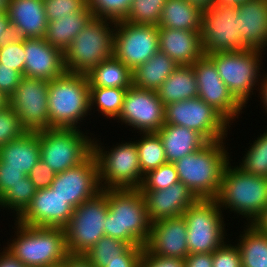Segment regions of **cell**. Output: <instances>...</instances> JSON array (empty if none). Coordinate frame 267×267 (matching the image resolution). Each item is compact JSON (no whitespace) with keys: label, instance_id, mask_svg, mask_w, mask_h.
I'll list each match as a JSON object with an SVG mask.
<instances>
[{"label":"cell","instance_id":"obj_1","mask_svg":"<svg viewBox=\"0 0 267 267\" xmlns=\"http://www.w3.org/2000/svg\"><path fill=\"white\" fill-rule=\"evenodd\" d=\"M108 213L104 233L130 246H145L151 222L139 188L107 189Z\"/></svg>","mask_w":267,"mask_h":267},{"label":"cell","instance_id":"obj_2","mask_svg":"<svg viewBox=\"0 0 267 267\" xmlns=\"http://www.w3.org/2000/svg\"><path fill=\"white\" fill-rule=\"evenodd\" d=\"M228 154L223 140L208 142L174 163L179 181L197 198H216L224 169L229 163Z\"/></svg>","mask_w":267,"mask_h":267},{"label":"cell","instance_id":"obj_3","mask_svg":"<svg viewBox=\"0 0 267 267\" xmlns=\"http://www.w3.org/2000/svg\"><path fill=\"white\" fill-rule=\"evenodd\" d=\"M90 107V87L86 74L65 72L48 83L49 129H77Z\"/></svg>","mask_w":267,"mask_h":267},{"label":"cell","instance_id":"obj_4","mask_svg":"<svg viewBox=\"0 0 267 267\" xmlns=\"http://www.w3.org/2000/svg\"><path fill=\"white\" fill-rule=\"evenodd\" d=\"M17 238L5 247L24 266L55 267L67 257L64 228L28 226L17 222Z\"/></svg>","mask_w":267,"mask_h":267},{"label":"cell","instance_id":"obj_5","mask_svg":"<svg viewBox=\"0 0 267 267\" xmlns=\"http://www.w3.org/2000/svg\"><path fill=\"white\" fill-rule=\"evenodd\" d=\"M224 169L220 190L215 198L219 207L230 208L251 224L267 207V177L251 175L241 168L229 166Z\"/></svg>","mask_w":267,"mask_h":267},{"label":"cell","instance_id":"obj_6","mask_svg":"<svg viewBox=\"0 0 267 267\" xmlns=\"http://www.w3.org/2000/svg\"><path fill=\"white\" fill-rule=\"evenodd\" d=\"M109 24L116 21L93 18L78 33L63 52L66 72L87 75L94 66L113 57L115 29Z\"/></svg>","mask_w":267,"mask_h":267},{"label":"cell","instance_id":"obj_7","mask_svg":"<svg viewBox=\"0 0 267 267\" xmlns=\"http://www.w3.org/2000/svg\"><path fill=\"white\" fill-rule=\"evenodd\" d=\"M37 132L40 159L56 174L78 166L93 153V140L80 129L50 128Z\"/></svg>","mask_w":267,"mask_h":267},{"label":"cell","instance_id":"obj_8","mask_svg":"<svg viewBox=\"0 0 267 267\" xmlns=\"http://www.w3.org/2000/svg\"><path fill=\"white\" fill-rule=\"evenodd\" d=\"M221 214L215 198H198L183 212L187 224L189 254L212 253L226 243L224 218Z\"/></svg>","mask_w":267,"mask_h":267},{"label":"cell","instance_id":"obj_9","mask_svg":"<svg viewBox=\"0 0 267 267\" xmlns=\"http://www.w3.org/2000/svg\"><path fill=\"white\" fill-rule=\"evenodd\" d=\"M96 142L93 139V154L98 164L101 189L140 188L144 174L140 169L136 143L125 142L109 152L103 151L104 148Z\"/></svg>","mask_w":267,"mask_h":267},{"label":"cell","instance_id":"obj_10","mask_svg":"<svg viewBox=\"0 0 267 267\" xmlns=\"http://www.w3.org/2000/svg\"><path fill=\"white\" fill-rule=\"evenodd\" d=\"M107 213V189L101 190L74 209L71 219L64 227L68 253L85 254L105 236Z\"/></svg>","mask_w":267,"mask_h":267},{"label":"cell","instance_id":"obj_11","mask_svg":"<svg viewBox=\"0 0 267 267\" xmlns=\"http://www.w3.org/2000/svg\"><path fill=\"white\" fill-rule=\"evenodd\" d=\"M256 49L234 52H218L207 55L216 66L217 72L234 98L244 107L258 82L260 53ZM260 62V63H259ZM253 87V88H252Z\"/></svg>","mask_w":267,"mask_h":267},{"label":"cell","instance_id":"obj_12","mask_svg":"<svg viewBox=\"0 0 267 267\" xmlns=\"http://www.w3.org/2000/svg\"><path fill=\"white\" fill-rule=\"evenodd\" d=\"M201 42L204 54L243 51L237 5L216 3L202 11Z\"/></svg>","mask_w":267,"mask_h":267},{"label":"cell","instance_id":"obj_13","mask_svg":"<svg viewBox=\"0 0 267 267\" xmlns=\"http://www.w3.org/2000/svg\"><path fill=\"white\" fill-rule=\"evenodd\" d=\"M229 121L199 97L165 106V124L187 127L200 133L208 142L223 140Z\"/></svg>","mask_w":267,"mask_h":267},{"label":"cell","instance_id":"obj_14","mask_svg":"<svg viewBox=\"0 0 267 267\" xmlns=\"http://www.w3.org/2000/svg\"><path fill=\"white\" fill-rule=\"evenodd\" d=\"M113 56L132 71L159 50L158 26L116 21Z\"/></svg>","mask_w":267,"mask_h":267},{"label":"cell","instance_id":"obj_15","mask_svg":"<svg viewBox=\"0 0 267 267\" xmlns=\"http://www.w3.org/2000/svg\"><path fill=\"white\" fill-rule=\"evenodd\" d=\"M47 80L23 76L14 93L8 98L27 131L49 129Z\"/></svg>","mask_w":267,"mask_h":267},{"label":"cell","instance_id":"obj_16","mask_svg":"<svg viewBox=\"0 0 267 267\" xmlns=\"http://www.w3.org/2000/svg\"><path fill=\"white\" fill-rule=\"evenodd\" d=\"M118 118L121 122L140 130V134L156 133L165 124V106L157 91L131 86L125 92Z\"/></svg>","mask_w":267,"mask_h":267},{"label":"cell","instance_id":"obj_17","mask_svg":"<svg viewBox=\"0 0 267 267\" xmlns=\"http://www.w3.org/2000/svg\"><path fill=\"white\" fill-rule=\"evenodd\" d=\"M50 188L74 208L100 192L98 164L92 153L78 166L57 173Z\"/></svg>","mask_w":267,"mask_h":267},{"label":"cell","instance_id":"obj_18","mask_svg":"<svg viewBox=\"0 0 267 267\" xmlns=\"http://www.w3.org/2000/svg\"><path fill=\"white\" fill-rule=\"evenodd\" d=\"M192 66L197 80L198 97L213 106L229 122L239 116L243 106L220 78L214 62L204 54Z\"/></svg>","mask_w":267,"mask_h":267},{"label":"cell","instance_id":"obj_19","mask_svg":"<svg viewBox=\"0 0 267 267\" xmlns=\"http://www.w3.org/2000/svg\"><path fill=\"white\" fill-rule=\"evenodd\" d=\"M74 207L50 187L38 189L30 205L17 221L28 226L64 228L72 217Z\"/></svg>","mask_w":267,"mask_h":267},{"label":"cell","instance_id":"obj_20","mask_svg":"<svg viewBox=\"0 0 267 267\" xmlns=\"http://www.w3.org/2000/svg\"><path fill=\"white\" fill-rule=\"evenodd\" d=\"M144 249L155 256L185 259L189 249L187 224L183 216L164 218L151 223Z\"/></svg>","mask_w":267,"mask_h":267},{"label":"cell","instance_id":"obj_21","mask_svg":"<svg viewBox=\"0 0 267 267\" xmlns=\"http://www.w3.org/2000/svg\"><path fill=\"white\" fill-rule=\"evenodd\" d=\"M24 76L50 81L66 72L64 55L44 38H25Z\"/></svg>","mask_w":267,"mask_h":267},{"label":"cell","instance_id":"obj_22","mask_svg":"<svg viewBox=\"0 0 267 267\" xmlns=\"http://www.w3.org/2000/svg\"><path fill=\"white\" fill-rule=\"evenodd\" d=\"M151 223L164 218H177L198 198L181 181L163 190H140Z\"/></svg>","mask_w":267,"mask_h":267},{"label":"cell","instance_id":"obj_23","mask_svg":"<svg viewBox=\"0 0 267 267\" xmlns=\"http://www.w3.org/2000/svg\"><path fill=\"white\" fill-rule=\"evenodd\" d=\"M159 50L178 65H192L203 55L201 31L158 27Z\"/></svg>","mask_w":267,"mask_h":267},{"label":"cell","instance_id":"obj_24","mask_svg":"<svg viewBox=\"0 0 267 267\" xmlns=\"http://www.w3.org/2000/svg\"><path fill=\"white\" fill-rule=\"evenodd\" d=\"M241 44L246 49L267 46V0H248L237 5Z\"/></svg>","mask_w":267,"mask_h":267},{"label":"cell","instance_id":"obj_25","mask_svg":"<svg viewBox=\"0 0 267 267\" xmlns=\"http://www.w3.org/2000/svg\"><path fill=\"white\" fill-rule=\"evenodd\" d=\"M40 160L38 132L27 131L0 147V167L14 168L26 176Z\"/></svg>","mask_w":267,"mask_h":267},{"label":"cell","instance_id":"obj_26","mask_svg":"<svg viewBox=\"0 0 267 267\" xmlns=\"http://www.w3.org/2000/svg\"><path fill=\"white\" fill-rule=\"evenodd\" d=\"M6 12L25 38H44L48 21L43 0H10Z\"/></svg>","mask_w":267,"mask_h":267},{"label":"cell","instance_id":"obj_27","mask_svg":"<svg viewBox=\"0 0 267 267\" xmlns=\"http://www.w3.org/2000/svg\"><path fill=\"white\" fill-rule=\"evenodd\" d=\"M156 133L161 138L166 160L169 163H175L208 143L197 131L179 125L164 124Z\"/></svg>","mask_w":267,"mask_h":267},{"label":"cell","instance_id":"obj_28","mask_svg":"<svg viewBox=\"0 0 267 267\" xmlns=\"http://www.w3.org/2000/svg\"><path fill=\"white\" fill-rule=\"evenodd\" d=\"M94 18L88 6L79 12L48 22L44 39L64 52L78 33Z\"/></svg>","mask_w":267,"mask_h":267},{"label":"cell","instance_id":"obj_29","mask_svg":"<svg viewBox=\"0 0 267 267\" xmlns=\"http://www.w3.org/2000/svg\"><path fill=\"white\" fill-rule=\"evenodd\" d=\"M179 65L158 50L148 61L132 71V86L157 91Z\"/></svg>","mask_w":267,"mask_h":267},{"label":"cell","instance_id":"obj_30","mask_svg":"<svg viewBox=\"0 0 267 267\" xmlns=\"http://www.w3.org/2000/svg\"><path fill=\"white\" fill-rule=\"evenodd\" d=\"M157 94L164 106L198 97V86L193 66L179 65L158 88Z\"/></svg>","mask_w":267,"mask_h":267},{"label":"cell","instance_id":"obj_31","mask_svg":"<svg viewBox=\"0 0 267 267\" xmlns=\"http://www.w3.org/2000/svg\"><path fill=\"white\" fill-rule=\"evenodd\" d=\"M202 11L186 0H167L158 27L201 31Z\"/></svg>","mask_w":267,"mask_h":267},{"label":"cell","instance_id":"obj_32","mask_svg":"<svg viewBox=\"0 0 267 267\" xmlns=\"http://www.w3.org/2000/svg\"><path fill=\"white\" fill-rule=\"evenodd\" d=\"M87 77L90 88L128 89L132 86V70L114 56L94 66Z\"/></svg>","mask_w":267,"mask_h":267},{"label":"cell","instance_id":"obj_33","mask_svg":"<svg viewBox=\"0 0 267 267\" xmlns=\"http://www.w3.org/2000/svg\"><path fill=\"white\" fill-rule=\"evenodd\" d=\"M237 244L242 267H267V234L259 231L253 224L246 226Z\"/></svg>","mask_w":267,"mask_h":267},{"label":"cell","instance_id":"obj_34","mask_svg":"<svg viewBox=\"0 0 267 267\" xmlns=\"http://www.w3.org/2000/svg\"><path fill=\"white\" fill-rule=\"evenodd\" d=\"M143 137L136 141L140 162V169L143 174L158 168L167 163L165 150L161 138L157 133H143Z\"/></svg>","mask_w":267,"mask_h":267},{"label":"cell","instance_id":"obj_35","mask_svg":"<svg viewBox=\"0 0 267 267\" xmlns=\"http://www.w3.org/2000/svg\"><path fill=\"white\" fill-rule=\"evenodd\" d=\"M126 90L108 87L90 88V107L96 105L102 115L115 120L121 112Z\"/></svg>","mask_w":267,"mask_h":267},{"label":"cell","instance_id":"obj_36","mask_svg":"<svg viewBox=\"0 0 267 267\" xmlns=\"http://www.w3.org/2000/svg\"><path fill=\"white\" fill-rule=\"evenodd\" d=\"M36 191L32 180L29 176H25L16 185L10 186V189L0 197V207L15 210L16 216L19 217L30 205Z\"/></svg>","mask_w":267,"mask_h":267},{"label":"cell","instance_id":"obj_37","mask_svg":"<svg viewBox=\"0 0 267 267\" xmlns=\"http://www.w3.org/2000/svg\"><path fill=\"white\" fill-rule=\"evenodd\" d=\"M130 245L120 239L104 236L84 255L95 267H105L117 259Z\"/></svg>","mask_w":267,"mask_h":267},{"label":"cell","instance_id":"obj_38","mask_svg":"<svg viewBox=\"0 0 267 267\" xmlns=\"http://www.w3.org/2000/svg\"><path fill=\"white\" fill-rule=\"evenodd\" d=\"M166 1L132 0L129 13L124 21L131 24H151L158 26Z\"/></svg>","mask_w":267,"mask_h":267},{"label":"cell","instance_id":"obj_39","mask_svg":"<svg viewBox=\"0 0 267 267\" xmlns=\"http://www.w3.org/2000/svg\"><path fill=\"white\" fill-rule=\"evenodd\" d=\"M249 148L239 168L251 175L267 177V130Z\"/></svg>","mask_w":267,"mask_h":267},{"label":"cell","instance_id":"obj_40","mask_svg":"<svg viewBox=\"0 0 267 267\" xmlns=\"http://www.w3.org/2000/svg\"><path fill=\"white\" fill-rule=\"evenodd\" d=\"M132 0H87L94 18L113 21L124 20L129 13Z\"/></svg>","mask_w":267,"mask_h":267},{"label":"cell","instance_id":"obj_41","mask_svg":"<svg viewBox=\"0 0 267 267\" xmlns=\"http://www.w3.org/2000/svg\"><path fill=\"white\" fill-rule=\"evenodd\" d=\"M179 181L174 163H165L144 174L140 190H163Z\"/></svg>","mask_w":267,"mask_h":267},{"label":"cell","instance_id":"obj_42","mask_svg":"<svg viewBox=\"0 0 267 267\" xmlns=\"http://www.w3.org/2000/svg\"><path fill=\"white\" fill-rule=\"evenodd\" d=\"M26 132L16 112L9 105L0 109V147Z\"/></svg>","mask_w":267,"mask_h":267},{"label":"cell","instance_id":"obj_43","mask_svg":"<svg viewBox=\"0 0 267 267\" xmlns=\"http://www.w3.org/2000/svg\"><path fill=\"white\" fill-rule=\"evenodd\" d=\"M43 3L48 22L70 16L87 6V0H43Z\"/></svg>","mask_w":267,"mask_h":267},{"label":"cell","instance_id":"obj_44","mask_svg":"<svg viewBox=\"0 0 267 267\" xmlns=\"http://www.w3.org/2000/svg\"><path fill=\"white\" fill-rule=\"evenodd\" d=\"M24 41L3 44L0 47V63L2 66L12 67L24 76L25 65Z\"/></svg>","mask_w":267,"mask_h":267},{"label":"cell","instance_id":"obj_45","mask_svg":"<svg viewBox=\"0 0 267 267\" xmlns=\"http://www.w3.org/2000/svg\"><path fill=\"white\" fill-rule=\"evenodd\" d=\"M212 267H242L238 246L224 243L217 250H214Z\"/></svg>","mask_w":267,"mask_h":267},{"label":"cell","instance_id":"obj_46","mask_svg":"<svg viewBox=\"0 0 267 267\" xmlns=\"http://www.w3.org/2000/svg\"><path fill=\"white\" fill-rule=\"evenodd\" d=\"M55 175L56 173L40 159L28 176L38 190L50 187Z\"/></svg>","mask_w":267,"mask_h":267},{"label":"cell","instance_id":"obj_47","mask_svg":"<svg viewBox=\"0 0 267 267\" xmlns=\"http://www.w3.org/2000/svg\"><path fill=\"white\" fill-rule=\"evenodd\" d=\"M143 246H129L121 255L105 267H139Z\"/></svg>","mask_w":267,"mask_h":267},{"label":"cell","instance_id":"obj_48","mask_svg":"<svg viewBox=\"0 0 267 267\" xmlns=\"http://www.w3.org/2000/svg\"><path fill=\"white\" fill-rule=\"evenodd\" d=\"M25 37L20 29L12 25L7 12L0 13V47L11 42H22Z\"/></svg>","mask_w":267,"mask_h":267},{"label":"cell","instance_id":"obj_49","mask_svg":"<svg viewBox=\"0 0 267 267\" xmlns=\"http://www.w3.org/2000/svg\"><path fill=\"white\" fill-rule=\"evenodd\" d=\"M22 77L12 67L2 66L0 63V92L9 98L19 85Z\"/></svg>","mask_w":267,"mask_h":267},{"label":"cell","instance_id":"obj_50","mask_svg":"<svg viewBox=\"0 0 267 267\" xmlns=\"http://www.w3.org/2000/svg\"><path fill=\"white\" fill-rule=\"evenodd\" d=\"M184 265V259L155 256L143 249L139 267H184Z\"/></svg>","mask_w":267,"mask_h":267},{"label":"cell","instance_id":"obj_51","mask_svg":"<svg viewBox=\"0 0 267 267\" xmlns=\"http://www.w3.org/2000/svg\"><path fill=\"white\" fill-rule=\"evenodd\" d=\"M25 176L19 169L0 167V197Z\"/></svg>","mask_w":267,"mask_h":267},{"label":"cell","instance_id":"obj_52","mask_svg":"<svg viewBox=\"0 0 267 267\" xmlns=\"http://www.w3.org/2000/svg\"><path fill=\"white\" fill-rule=\"evenodd\" d=\"M184 260V267H212L213 252L188 254Z\"/></svg>","mask_w":267,"mask_h":267},{"label":"cell","instance_id":"obj_53","mask_svg":"<svg viewBox=\"0 0 267 267\" xmlns=\"http://www.w3.org/2000/svg\"><path fill=\"white\" fill-rule=\"evenodd\" d=\"M63 267H95L84 254H68L62 262Z\"/></svg>","mask_w":267,"mask_h":267},{"label":"cell","instance_id":"obj_54","mask_svg":"<svg viewBox=\"0 0 267 267\" xmlns=\"http://www.w3.org/2000/svg\"><path fill=\"white\" fill-rule=\"evenodd\" d=\"M0 254V267H25L9 250L4 249Z\"/></svg>","mask_w":267,"mask_h":267},{"label":"cell","instance_id":"obj_55","mask_svg":"<svg viewBox=\"0 0 267 267\" xmlns=\"http://www.w3.org/2000/svg\"><path fill=\"white\" fill-rule=\"evenodd\" d=\"M259 231L267 234V207L252 223Z\"/></svg>","mask_w":267,"mask_h":267},{"label":"cell","instance_id":"obj_56","mask_svg":"<svg viewBox=\"0 0 267 267\" xmlns=\"http://www.w3.org/2000/svg\"><path fill=\"white\" fill-rule=\"evenodd\" d=\"M186 1L189 2L190 4H193L201 11L207 10L208 8L216 4V0H186Z\"/></svg>","mask_w":267,"mask_h":267},{"label":"cell","instance_id":"obj_57","mask_svg":"<svg viewBox=\"0 0 267 267\" xmlns=\"http://www.w3.org/2000/svg\"><path fill=\"white\" fill-rule=\"evenodd\" d=\"M260 84H261L260 85L261 86L260 87L261 91L259 93H261L260 95H262L260 97V99L262 98V100H263L262 102L265 105V108L267 109V75H266V77L263 79V81Z\"/></svg>","mask_w":267,"mask_h":267},{"label":"cell","instance_id":"obj_58","mask_svg":"<svg viewBox=\"0 0 267 267\" xmlns=\"http://www.w3.org/2000/svg\"><path fill=\"white\" fill-rule=\"evenodd\" d=\"M248 0H216V3L238 5Z\"/></svg>","mask_w":267,"mask_h":267},{"label":"cell","instance_id":"obj_59","mask_svg":"<svg viewBox=\"0 0 267 267\" xmlns=\"http://www.w3.org/2000/svg\"><path fill=\"white\" fill-rule=\"evenodd\" d=\"M9 105L8 97L0 92V109H4Z\"/></svg>","mask_w":267,"mask_h":267},{"label":"cell","instance_id":"obj_60","mask_svg":"<svg viewBox=\"0 0 267 267\" xmlns=\"http://www.w3.org/2000/svg\"><path fill=\"white\" fill-rule=\"evenodd\" d=\"M10 0H0V13H4L7 11V6Z\"/></svg>","mask_w":267,"mask_h":267}]
</instances>
